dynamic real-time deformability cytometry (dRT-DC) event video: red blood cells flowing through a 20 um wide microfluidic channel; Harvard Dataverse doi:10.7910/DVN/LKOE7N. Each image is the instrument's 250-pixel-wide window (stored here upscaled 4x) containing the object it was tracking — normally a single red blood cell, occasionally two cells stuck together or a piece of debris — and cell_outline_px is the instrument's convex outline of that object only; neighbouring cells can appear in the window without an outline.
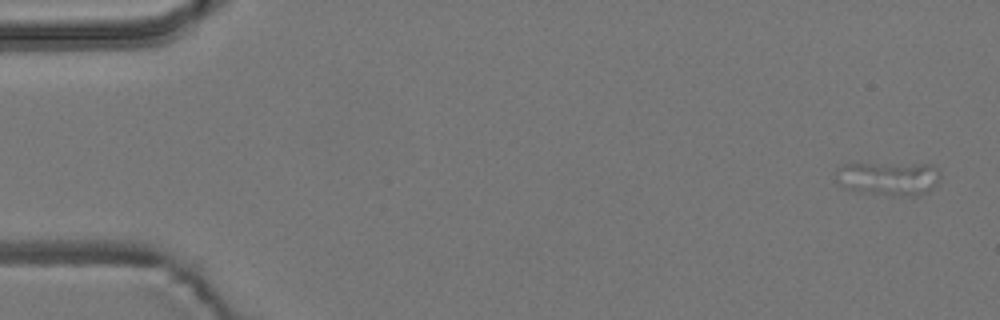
{"species": "common noctule bat (a hibernating species)", "species_latin": "Nyctalus noctula", "temperature_condition": "room temperature", "stored_images_in_passage": 4, "camera_frame_rate_fps": 3000, "um_per_image_px": 0.085, "animal": {"sex": "male", "body_mass_g": 19.2, "forearm_length_mm": 51.8}, "frame": {"image": 1, "passage_image": 1, "time_ms": 0.0, "image_size_px": [1000, 320], "cell_outline_px": [[940, 176], [936, 184], [928, 192], [916, 196], [892, 196], [848, 188], [836, 176], [836, 168], [844, 164], [932, 164], [940, 172]], "centroid_in_image_um": [75.62, 15.16], "position_along_channel_um": 9.4, "area_um2": 20.11}}